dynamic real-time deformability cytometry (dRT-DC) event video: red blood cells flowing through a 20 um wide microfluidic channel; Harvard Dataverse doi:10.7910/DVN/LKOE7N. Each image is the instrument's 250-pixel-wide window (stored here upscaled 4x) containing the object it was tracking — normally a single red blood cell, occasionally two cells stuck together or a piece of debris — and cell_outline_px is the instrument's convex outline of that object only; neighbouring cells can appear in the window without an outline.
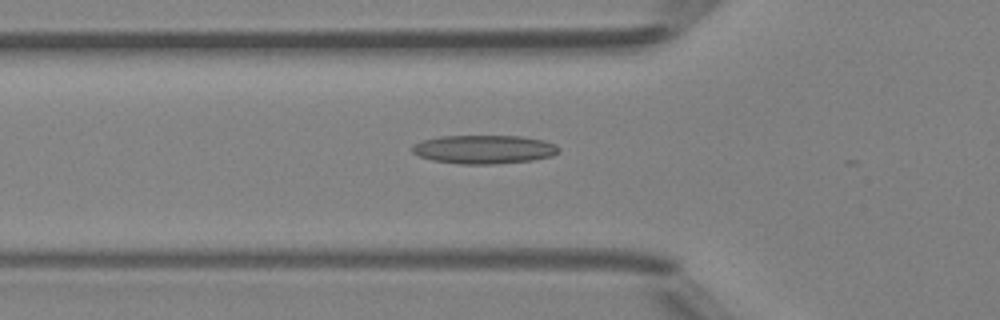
{"species": "Egyptian fruit bat (a non-hibernating species)", "species_latin": "Rousettus aegyptiacus", "temperature_condition": "room temperature", "stored_images_in_passage": 20, "camera_frame_rate_fps": 3000, "um_per_image_px": 0.085, "animal": {"sex": "female"}, "frame": {"image": 1, "passage_image": 14, "time_ms": 4.333, "image_size_px": [1000, 320], "cell_outline_px": [[560, 152], [552, 156], [532, 160], [492, 164], [460, 164], [432, 160], [420, 156], [412, 152], [412, 144], [424, 140], [440, 136], [520, 136], [544, 140], [556, 144], [560, 148]], "centroid_in_image_um": [41.17, 12.69], "position_along_channel_um": 84.6, "area_um2": 24.51}}
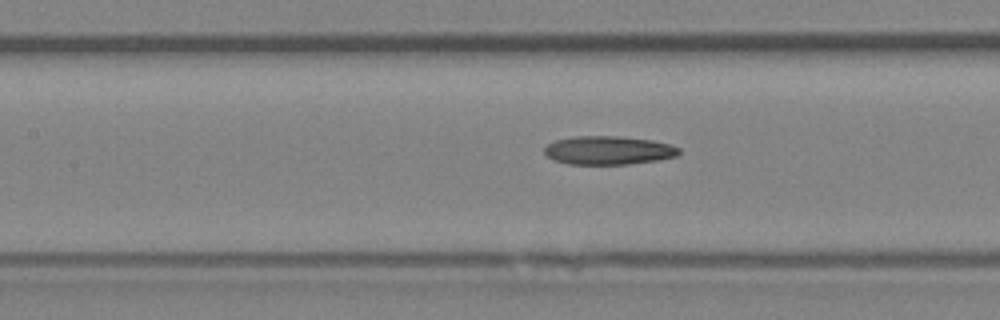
{"frame": {"image": 2, "passage_image": 19, "time_ms": 6.0, "image_size_px": [1000, 320], "cell_outline_px": [[680, 152], [676, 156], [656, 160], [628, 164], [568, 164], [552, 160], [544, 152], [544, 144], [556, 140], [576, 136], [616, 136], [652, 140], [672, 144], [680, 148]], "centroid_in_image_um": [51.69, 12.77], "position_along_channel_um": 155.7, "area_um2": 22.48}}